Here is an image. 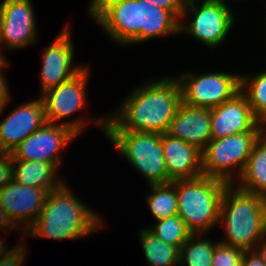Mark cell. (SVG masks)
<instances>
[{
    "mask_svg": "<svg viewBox=\"0 0 266 266\" xmlns=\"http://www.w3.org/2000/svg\"><path fill=\"white\" fill-rule=\"evenodd\" d=\"M89 14L120 45L179 35L180 20L148 0H91Z\"/></svg>",
    "mask_w": 266,
    "mask_h": 266,
    "instance_id": "6da1fadb",
    "label": "cell"
},
{
    "mask_svg": "<svg viewBox=\"0 0 266 266\" xmlns=\"http://www.w3.org/2000/svg\"><path fill=\"white\" fill-rule=\"evenodd\" d=\"M144 83L133 89L115 112L105 116V131L167 133L182 103L180 84L176 76Z\"/></svg>",
    "mask_w": 266,
    "mask_h": 266,
    "instance_id": "7a4b0ae2",
    "label": "cell"
},
{
    "mask_svg": "<svg viewBox=\"0 0 266 266\" xmlns=\"http://www.w3.org/2000/svg\"><path fill=\"white\" fill-rule=\"evenodd\" d=\"M81 202L65 182L50 191L40 215L23 237L78 239L103 227L100 215ZM29 235V236H28Z\"/></svg>",
    "mask_w": 266,
    "mask_h": 266,
    "instance_id": "3957f363",
    "label": "cell"
},
{
    "mask_svg": "<svg viewBox=\"0 0 266 266\" xmlns=\"http://www.w3.org/2000/svg\"><path fill=\"white\" fill-rule=\"evenodd\" d=\"M219 223L225 233L224 241L219 242L254 251L266 232V196L228 184L221 200Z\"/></svg>",
    "mask_w": 266,
    "mask_h": 266,
    "instance_id": "277c9868",
    "label": "cell"
},
{
    "mask_svg": "<svg viewBox=\"0 0 266 266\" xmlns=\"http://www.w3.org/2000/svg\"><path fill=\"white\" fill-rule=\"evenodd\" d=\"M228 184L204 175L175 181L178 215L192 234L204 235L219 223L221 200Z\"/></svg>",
    "mask_w": 266,
    "mask_h": 266,
    "instance_id": "5b68a950",
    "label": "cell"
},
{
    "mask_svg": "<svg viewBox=\"0 0 266 266\" xmlns=\"http://www.w3.org/2000/svg\"><path fill=\"white\" fill-rule=\"evenodd\" d=\"M104 135L150 185L168 183L160 133L105 131Z\"/></svg>",
    "mask_w": 266,
    "mask_h": 266,
    "instance_id": "8992f818",
    "label": "cell"
},
{
    "mask_svg": "<svg viewBox=\"0 0 266 266\" xmlns=\"http://www.w3.org/2000/svg\"><path fill=\"white\" fill-rule=\"evenodd\" d=\"M262 133L246 132L211 139L201 151L202 174L234 184L236 182L234 180L240 177L253 146Z\"/></svg>",
    "mask_w": 266,
    "mask_h": 266,
    "instance_id": "52a82bcc",
    "label": "cell"
},
{
    "mask_svg": "<svg viewBox=\"0 0 266 266\" xmlns=\"http://www.w3.org/2000/svg\"><path fill=\"white\" fill-rule=\"evenodd\" d=\"M77 73L70 80L46 90L42 93V99L45 107V117L48 123L61 124L71 128L78 135L85 129L86 124L92 122L98 124L99 128L105 134L107 117L97 119H73L67 122L63 118H69L74 113L79 112L87 104L86 90L89 82V70L86 67Z\"/></svg>",
    "mask_w": 266,
    "mask_h": 266,
    "instance_id": "ba28073f",
    "label": "cell"
},
{
    "mask_svg": "<svg viewBox=\"0 0 266 266\" xmlns=\"http://www.w3.org/2000/svg\"><path fill=\"white\" fill-rule=\"evenodd\" d=\"M196 0H186L179 24V33H185L201 41L208 48H217L224 42L233 27L234 12L229 5L213 2H202L196 5ZM193 18L189 24L182 17L187 13Z\"/></svg>",
    "mask_w": 266,
    "mask_h": 266,
    "instance_id": "9c48e42d",
    "label": "cell"
},
{
    "mask_svg": "<svg viewBox=\"0 0 266 266\" xmlns=\"http://www.w3.org/2000/svg\"><path fill=\"white\" fill-rule=\"evenodd\" d=\"M182 103L200 108H214L240 91V75L229 72L196 74L191 71L176 77Z\"/></svg>",
    "mask_w": 266,
    "mask_h": 266,
    "instance_id": "30bf717a",
    "label": "cell"
},
{
    "mask_svg": "<svg viewBox=\"0 0 266 266\" xmlns=\"http://www.w3.org/2000/svg\"><path fill=\"white\" fill-rule=\"evenodd\" d=\"M77 136L67 126L46 122L13 150L12 160L40 161L59 168L62 160L60 152Z\"/></svg>",
    "mask_w": 266,
    "mask_h": 266,
    "instance_id": "8fae6325",
    "label": "cell"
},
{
    "mask_svg": "<svg viewBox=\"0 0 266 266\" xmlns=\"http://www.w3.org/2000/svg\"><path fill=\"white\" fill-rule=\"evenodd\" d=\"M265 130L266 125L256 118L246 96L241 91L221 105L211 108L212 139Z\"/></svg>",
    "mask_w": 266,
    "mask_h": 266,
    "instance_id": "7c38bea8",
    "label": "cell"
},
{
    "mask_svg": "<svg viewBox=\"0 0 266 266\" xmlns=\"http://www.w3.org/2000/svg\"><path fill=\"white\" fill-rule=\"evenodd\" d=\"M48 194L43 188L22 185L12 180L0 189V205L12 222L20 230L23 229V234L40 215Z\"/></svg>",
    "mask_w": 266,
    "mask_h": 266,
    "instance_id": "4fadbf2b",
    "label": "cell"
},
{
    "mask_svg": "<svg viewBox=\"0 0 266 266\" xmlns=\"http://www.w3.org/2000/svg\"><path fill=\"white\" fill-rule=\"evenodd\" d=\"M34 13L31 0L2 1L0 46L13 50L36 43L38 36Z\"/></svg>",
    "mask_w": 266,
    "mask_h": 266,
    "instance_id": "5bb4252c",
    "label": "cell"
},
{
    "mask_svg": "<svg viewBox=\"0 0 266 266\" xmlns=\"http://www.w3.org/2000/svg\"><path fill=\"white\" fill-rule=\"evenodd\" d=\"M69 25L64 27L42 54L41 92L56 87L74 77L85 65L74 67V46Z\"/></svg>",
    "mask_w": 266,
    "mask_h": 266,
    "instance_id": "9a60e30c",
    "label": "cell"
},
{
    "mask_svg": "<svg viewBox=\"0 0 266 266\" xmlns=\"http://www.w3.org/2000/svg\"><path fill=\"white\" fill-rule=\"evenodd\" d=\"M3 112H0V116ZM46 122L42 97L18 105L0 122V152L11 154L23 140Z\"/></svg>",
    "mask_w": 266,
    "mask_h": 266,
    "instance_id": "2e32d148",
    "label": "cell"
},
{
    "mask_svg": "<svg viewBox=\"0 0 266 266\" xmlns=\"http://www.w3.org/2000/svg\"><path fill=\"white\" fill-rule=\"evenodd\" d=\"M161 143L168 182L193 179L203 175L201 150L197 146L167 133L161 134Z\"/></svg>",
    "mask_w": 266,
    "mask_h": 266,
    "instance_id": "e0dca14e",
    "label": "cell"
},
{
    "mask_svg": "<svg viewBox=\"0 0 266 266\" xmlns=\"http://www.w3.org/2000/svg\"><path fill=\"white\" fill-rule=\"evenodd\" d=\"M167 134L197 146L201 151L211 138V109L181 103Z\"/></svg>",
    "mask_w": 266,
    "mask_h": 266,
    "instance_id": "ac0fdd59",
    "label": "cell"
},
{
    "mask_svg": "<svg viewBox=\"0 0 266 266\" xmlns=\"http://www.w3.org/2000/svg\"><path fill=\"white\" fill-rule=\"evenodd\" d=\"M12 162L13 180L19 184L43 188L50 192L57 190L66 182L63 178L56 177L59 169L56 165L40 161L12 160Z\"/></svg>",
    "mask_w": 266,
    "mask_h": 266,
    "instance_id": "d6986e66",
    "label": "cell"
},
{
    "mask_svg": "<svg viewBox=\"0 0 266 266\" xmlns=\"http://www.w3.org/2000/svg\"><path fill=\"white\" fill-rule=\"evenodd\" d=\"M237 181L234 184L240 189L266 196V130L255 142Z\"/></svg>",
    "mask_w": 266,
    "mask_h": 266,
    "instance_id": "ffe728a7",
    "label": "cell"
},
{
    "mask_svg": "<svg viewBox=\"0 0 266 266\" xmlns=\"http://www.w3.org/2000/svg\"><path fill=\"white\" fill-rule=\"evenodd\" d=\"M139 236L149 266H179L178 246L165 243L146 227L140 229Z\"/></svg>",
    "mask_w": 266,
    "mask_h": 266,
    "instance_id": "44dd1931",
    "label": "cell"
},
{
    "mask_svg": "<svg viewBox=\"0 0 266 266\" xmlns=\"http://www.w3.org/2000/svg\"><path fill=\"white\" fill-rule=\"evenodd\" d=\"M151 192L146 196L150 212L156 221L178 214V198L175 181L152 184Z\"/></svg>",
    "mask_w": 266,
    "mask_h": 266,
    "instance_id": "7402d4cb",
    "label": "cell"
},
{
    "mask_svg": "<svg viewBox=\"0 0 266 266\" xmlns=\"http://www.w3.org/2000/svg\"><path fill=\"white\" fill-rule=\"evenodd\" d=\"M240 91L246 96L256 118L266 125V71L253 77L240 74Z\"/></svg>",
    "mask_w": 266,
    "mask_h": 266,
    "instance_id": "603a6c76",
    "label": "cell"
},
{
    "mask_svg": "<svg viewBox=\"0 0 266 266\" xmlns=\"http://www.w3.org/2000/svg\"><path fill=\"white\" fill-rule=\"evenodd\" d=\"M201 236L202 234H192L181 246L179 266H211L214 250L219 242L212 243L206 236L205 239H200Z\"/></svg>",
    "mask_w": 266,
    "mask_h": 266,
    "instance_id": "cb8c5ba5",
    "label": "cell"
},
{
    "mask_svg": "<svg viewBox=\"0 0 266 266\" xmlns=\"http://www.w3.org/2000/svg\"><path fill=\"white\" fill-rule=\"evenodd\" d=\"M146 228L165 243L178 246L179 248L192 235V232L178 214L156 221L154 226Z\"/></svg>",
    "mask_w": 266,
    "mask_h": 266,
    "instance_id": "d4e9b609",
    "label": "cell"
},
{
    "mask_svg": "<svg viewBox=\"0 0 266 266\" xmlns=\"http://www.w3.org/2000/svg\"><path fill=\"white\" fill-rule=\"evenodd\" d=\"M245 250L219 242L214 250L211 266H241Z\"/></svg>",
    "mask_w": 266,
    "mask_h": 266,
    "instance_id": "484cf974",
    "label": "cell"
},
{
    "mask_svg": "<svg viewBox=\"0 0 266 266\" xmlns=\"http://www.w3.org/2000/svg\"><path fill=\"white\" fill-rule=\"evenodd\" d=\"M13 180V162L10 153L0 152V189Z\"/></svg>",
    "mask_w": 266,
    "mask_h": 266,
    "instance_id": "4316f807",
    "label": "cell"
},
{
    "mask_svg": "<svg viewBox=\"0 0 266 266\" xmlns=\"http://www.w3.org/2000/svg\"><path fill=\"white\" fill-rule=\"evenodd\" d=\"M19 243L20 245L10 255L0 258V266H24L27 249L25 242Z\"/></svg>",
    "mask_w": 266,
    "mask_h": 266,
    "instance_id": "83f0119b",
    "label": "cell"
},
{
    "mask_svg": "<svg viewBox=\"0 0 266 266\" xmlns=\"http://www.w3.org/2000/svg\"><path fill=\"white\" fill-rule=\"evenodd\" d=\"M158 7L171 11L179 20L183 13L186 0H148Z\"/></svg>",
    "mask_w": 266,
    "mask_h": 266,
    "instance_id": "f1b7e54d",
    "label": "cell"
},
{
    "mask_svg": "<svg viewBox=\"0 0 266 266\" xmlns=\"http://www.w3.org/2000/svg\"><path fill=\"white\" fill-rule=\"evenodd\" d=\"M6 79L5 74L0 72V112L7 108L6 106H8V103L11 102V95L9 93L10 90Z\"/></svg>",
    "mask_w": 266,
    "mask_h": 266,
    "instance_id": "f546056e",
    "label": "cell"
},
{
    "mask_svg": "<svg viewBox=\"0 0 266 266\" xmlns=\"http://www.w3.org/2000/svg\"><path fill=\"white\" fill-rule=\"evenodd\" d=\"M241 266H266L255 251H245Z\"/></svg>",
    "mask_w": 266,
    "mask_h": 266,
    "instance_id": "4dcf8cb0",
    "label": "cell"
},
{
    "mask_svg": "<svg viewBox=\"0 0 266 266\" xmlns=\"http://www.w3.org/2000/svg\"><path fill=\"white\" fill-rule=\"evenodd\" d=\"M19 230L20 229L12 222L11 218L9 217L8 213L3 209V207L0 205V230L6 231V230Z\"/></svg>",
    "mask_w": 266,
    "mask_h": 266,
    "instance_id": "1f68e13d",
    "label": "cell"
},
{
    "mask_svg": "<svg viewBox=\"0 0 266 266\" xmlns=\"http://www.w3.org/2000/svg\"><path fill=\"white\" fill-rule=\"evenodd\" d=\"M254 251L258 254V256L266 264V232L263 235V238L255 246Z\"/></svg>",
    "mask_w": 266,
    "mask_h": 266,
    "instance_id": "d6a6232c",
    "label": "cell"
},
{
    "mask_svg": "<svg viewBox=\"0 0 266 266\" xmlns=\"http://www.w3.org/2000/svg\"><path fill=\"white\" fill-rule=\"evenodd\" d=\"M4 243L5 242H3V239L0 238V258L10 255L20 245L18 243V245H16L15 247L11 248L10 250H7L9 247H7Z\"/></svg>",
    "mask_w": 266,
    "mask_h": 266,
    "instance_id": "836d02e7",
    "label": "cell"
},
{
    "mask_svg": "<svg viewBox=\"0 0 266 266\" xmlns=\"http://www.w3.org/2000/svg\"><path fill=\"white\" fill-rule=\"evenodd\" d=\"M2 51V47L0 46V52ZM8 60L4 57L2 53H0V72H2V68L8 67Z\"/></svg>",
    "mask_w": 266,
    "mask_h": 266,
    "instance_id": "e575fe53",
    "label": "cell"
},
{
    "mask_svg": "<svg viewBox=\"0 0 266 266\" xmlns=\"http://www.w3.org/2000/svg\"><path fill=\"white\" fill-rule=\"evenodd\" d=\"M228 0H203V2L222 3L227 5ZM230 1V0H229ZM232 1V0H231ZM236 1V0H235ZM238 1V0H237Z\"/></svg>",
    "mask_w": 266,
    "mask_h": 266,
    "instance_id": "d590c367",
    "label": "cell"
},
{
    "mask_svg": "<svg viewBox=\"0 0 266 266\" xmlns=\"http://www.w3.org/2000/svg\"><path fill=\"white\" fill-rule=\"evenodd\" d=\"M2 20H3V14H2V2L0 3V33H1V27H2Z\"/></svg>",
    "mask_w": 266,
    "mask_h": 266,
    "instance_id": "8d00e7d4",
    "label": "cell"
}]
</instances>
